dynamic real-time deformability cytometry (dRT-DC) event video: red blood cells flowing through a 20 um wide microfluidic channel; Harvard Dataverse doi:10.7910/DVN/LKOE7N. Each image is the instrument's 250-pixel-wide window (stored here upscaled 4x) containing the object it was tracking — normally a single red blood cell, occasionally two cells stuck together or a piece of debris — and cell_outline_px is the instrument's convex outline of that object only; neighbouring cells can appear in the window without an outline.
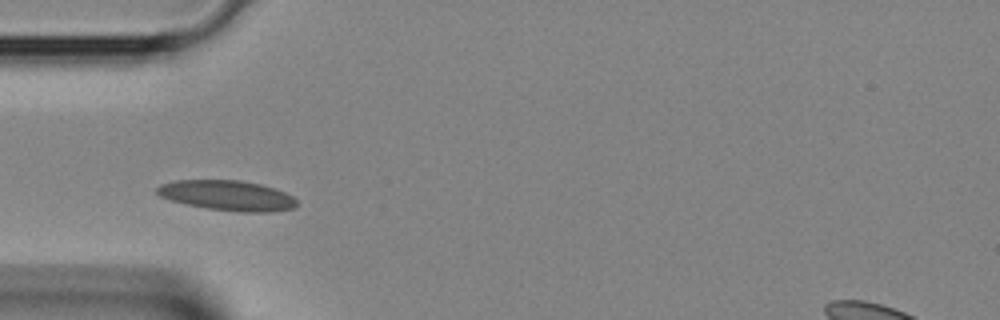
{"species": "Egyptian fruit bat (a non-hibernating species)", "species_latin": "Rousettus aegyptiacus", "temperature_condition": "room temperature", "stored_images_in_passage": 24, "camera_frame_rate_fps": 3000, "um_per_image_px": 0.085, "animal": {"sex": "female"}, "frame": {"image": 1, "passage_image": 1, "time_ms": 0.0, "image_size_px": [1000, 320], "cell_outline_px": [[300, 204], [296, 208], [268, 212], [240, 212], [208, 208], [168, 200], [160, 196], [156, 192], [156, 188], [160, 184], [172, 180], [240, 180], [260, 184], [284, 192], [292, 196]], "centroid_in_image_um": [19.32, 16.61], "position_along_channel_um": 65.7, "area_um2": 24.62}}
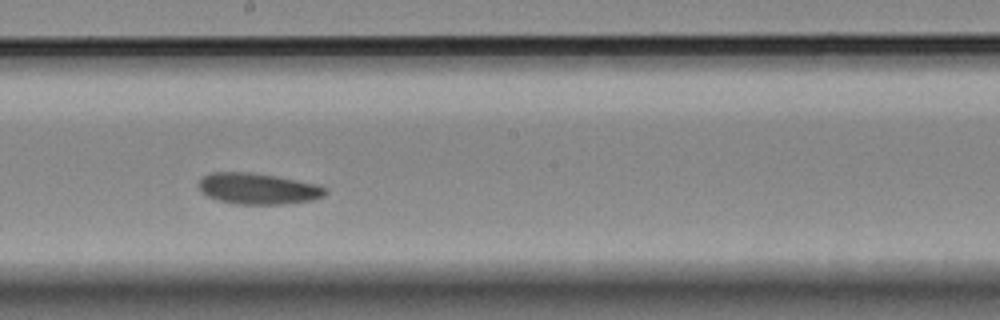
{"frame": {"image": 2, "passage_image": 11, "time_ms": 3.333, "image_size_px": [1000, 320], "cell_outline_px": [[328, 192], [324, 196], [312, 200], [284, 204], [236, 204], [216, 200], [200, 192], [196, 184], [204, 176], [212, 172], [252, 172], [276, 176], [320, 184], [328, 188]], "centroid_in_image_um": [21.94, 16.03], "position_along_channel_um": 226.3, "area_um2": 23.35}}
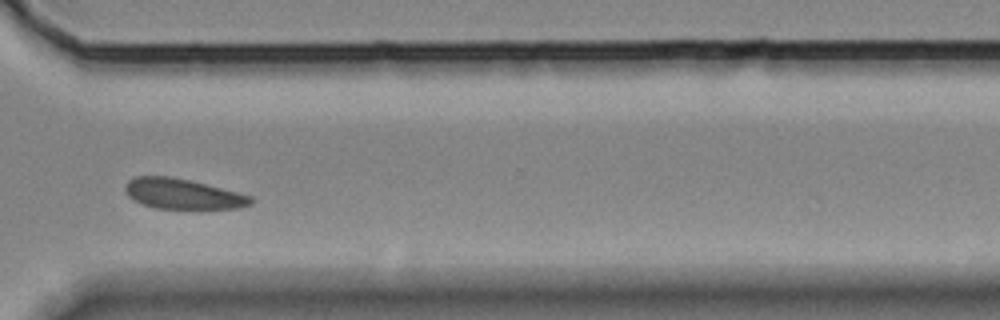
{"frame": {"image": 3, "passage_image": 19, "time_ms": 6.0, "image_size_px": [1000, 320], "cell_outline_px": [[252, 204], [240, 208], [200, 212], [196, 212], [152, 208], [132, 200], [128, 196], [124, 188], [124, 184], [128, 180], [136, 176], [172, 176], [252, 196]], "centroid_in_image_um": [15.53, 16.55], "position_along_channel_um": 355.1, "area_um2": 23.35}}